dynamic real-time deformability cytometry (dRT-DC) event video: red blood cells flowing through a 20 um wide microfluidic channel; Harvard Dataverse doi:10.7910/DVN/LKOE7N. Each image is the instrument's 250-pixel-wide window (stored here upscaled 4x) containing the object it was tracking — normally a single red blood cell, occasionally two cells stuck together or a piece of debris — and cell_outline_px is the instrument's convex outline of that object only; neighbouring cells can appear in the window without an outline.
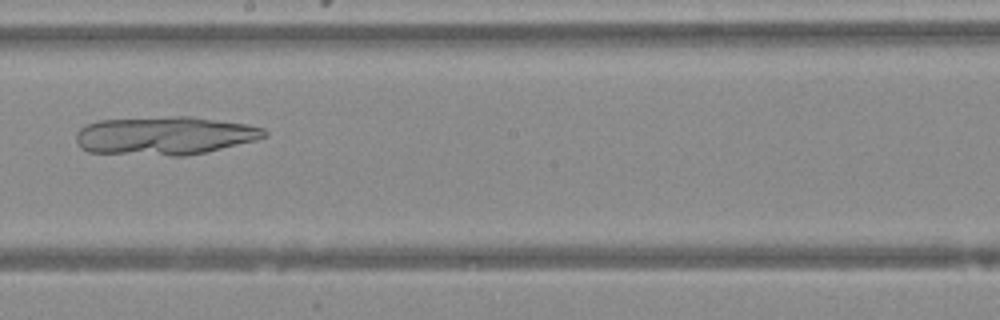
{"species": "Egyptian fruit bat (a non-hibernating species)", "species_latin": "Rousettus aegyptiacus", "temperature_condition": "warm", "stored_images_in_passage": 48, "camera_frame_rate_fps": 3000, "um_per_image_px": 0.085, "animal": {"sex": "female"}, "frame": {"image": 1, "passage_image": 28, "time_ms": 9.0, "image_size_px": [1000, 320], "cell_outline_px": [[268, 136], [256, 140], [204, 152], [184, 156], [172, 156], [88, 152], [80, 148], [76, 140], [76, 132], [84, 124], [100, 120], [172, 116], [192, 116], [248, 124], [264, 128], [268, 132]], "centroid_in_image_um": [13.99, 11.52], "position_along_channel_um": 234.2, "area_um2": 42.37}}